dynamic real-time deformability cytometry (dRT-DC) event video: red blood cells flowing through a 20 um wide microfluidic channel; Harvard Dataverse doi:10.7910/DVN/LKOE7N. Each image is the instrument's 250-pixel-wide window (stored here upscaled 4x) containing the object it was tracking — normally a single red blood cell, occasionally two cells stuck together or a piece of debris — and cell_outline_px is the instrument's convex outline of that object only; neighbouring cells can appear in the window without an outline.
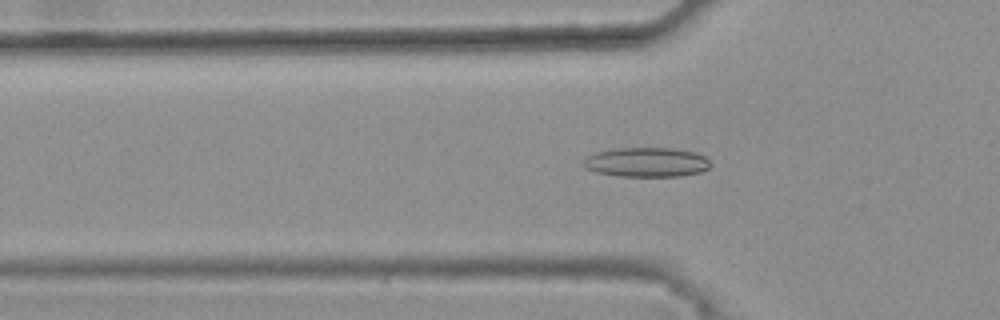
{"species": "common noctule bat (a hibernating species)", "species_latin": "Nyctalus noctula", "temperature_condition": "warm", "stored_images_in_passage": 45, "camera_frame_rate_fps": 3000, "um_per_image_px": 0.085, "animal": {"sex": "female", "body_mass_g": 25.1}, "frame": {"image": 1, "passage_image": 16, "time_ms": 5.0, "image_size_px": [1000, 320], "cell_outline_px": [[712, 164], [708, 168], [700, 172], [680, 176], [616, 176], [596, 172], [584, 168], [580, 164], [588, 156], [596, 152], [616, 148], [668, 148], [696, 152], [704, 156]], "centroid_in_image_um": [54.93, 13.79], "position_along_channel_um": 70.9, "area_um2": 21.91}}
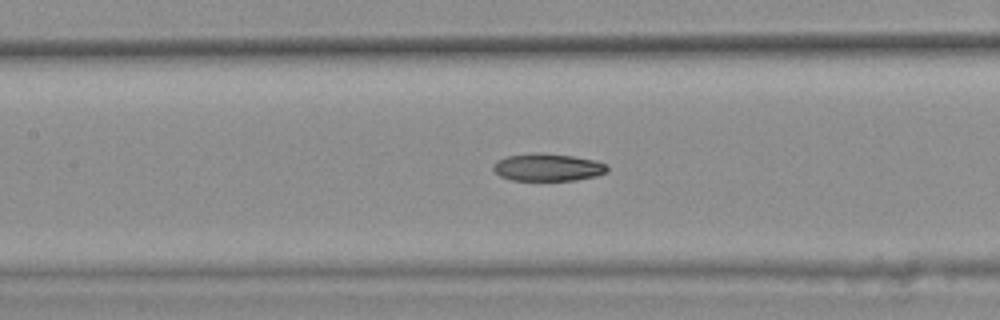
{"frame": {"image": 2, "passage_image": 23, "time_ms": 7.333, "image_size_px": [1000, 320], "cell_outline_px": [[608, 168], [604, 172], [596, 176], [576, 180], [512, 180], [500, 176], [492, 168], [492, 164], [496, 160], [508, 156], [536, 152], [540, 152], [572, 156], [592, 160], [608, 164]], "centroid_in_image_um": [46.52, 14.21], "position_along_channel_um": 160.9, "area_um2": 18.21}}
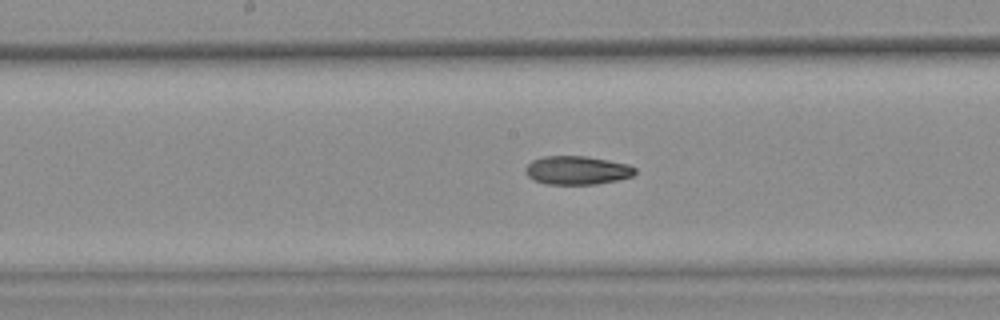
{"frame": {"image": 3, "passage_image": 26, "time_ms": 8.333, "image_size_px": [1000, 320], "cell_outline_px": [[636, 172], [632, 176], [620, 180], [596, 184], [544, 184], [532, 180], [524, 172], [524, 168], [532, 160], [544, 156], [588, 156], [628, 164], [636, 168]], "centroid_in_image_um": [49.04, 14.48], "position_along_channel_um": 199.2, "area_um2": 18.5}, "authors_computed_cell_mechanics": {"area_um2": 18.6116, "velocity_mm_per_s": 3.8404, "shape_relaxation_time_tau1_ms": null, "shape_relaxation_time_tau2_ms": 7.8524, "deformation_change_tau1": null, "deformation_change_tau2": 0.1574}}